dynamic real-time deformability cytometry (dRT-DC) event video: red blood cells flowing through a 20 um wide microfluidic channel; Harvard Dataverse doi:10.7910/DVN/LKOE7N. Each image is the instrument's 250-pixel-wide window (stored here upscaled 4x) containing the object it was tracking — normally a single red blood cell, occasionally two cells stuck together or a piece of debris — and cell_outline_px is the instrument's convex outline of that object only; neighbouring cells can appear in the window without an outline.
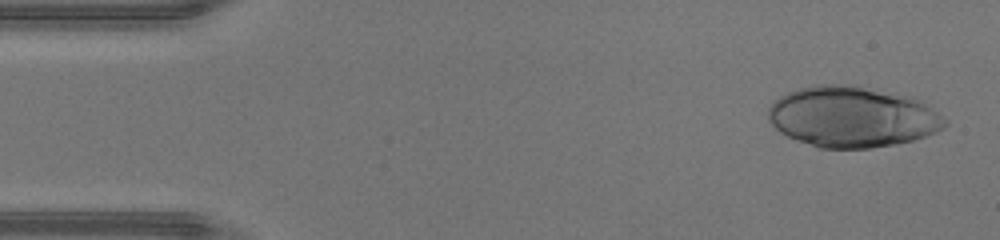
{"species": "human", "species_latin": "Homo sapiens", "temperature_condition": "warm", "stored_images_in_passage": 44, "camera_frame_rate_fps": 3000, "um_per_image_px": 0.085, "donor": {"sex": "male"}, "frame": {"image": 1, "passage_image": 2, "time_ms": 0.333, "image_size_px": [1000, 240], "cell_outline_px": [[948, 124], [944, 128], [936, 132], [912, 140], [896, 144], [872, 148], [820, 148], [788, 136], [780, 132], [768, 120], [768, 108], [780, 96], [788, 92], [800, 88], [816, 84], [856, 84], [916, 96], [948, 120]], "centroid_in_image_um": [72.49, 9.9], "position_along_channel_um": 12.5, "area_um2": 63.29}}
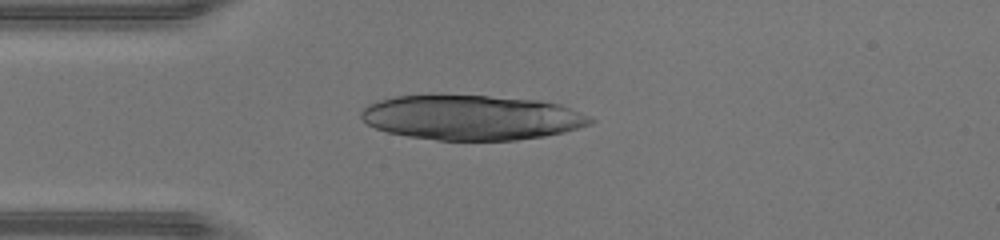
{"frame": {"image": 2, "passage_image": 11, "time_ms": 3.333, "image_size_px": [1000, 240], "cell_outline_px": [[596, 120], [592, 124], [564, 132], [544, 136], [516, 140], [436, 140], [408, 136], [388, 132], [376, 128], [368, 124], [360, 116], [360, 112], [368, 104], [376, 100], [396, 96], [488, 96], [540, 100], [560, 104], [588, 116]], "centroid_in_image_um": [40.09, 10.0], "position_along_channel_um": 44.9, "area_um2": 59.65}}